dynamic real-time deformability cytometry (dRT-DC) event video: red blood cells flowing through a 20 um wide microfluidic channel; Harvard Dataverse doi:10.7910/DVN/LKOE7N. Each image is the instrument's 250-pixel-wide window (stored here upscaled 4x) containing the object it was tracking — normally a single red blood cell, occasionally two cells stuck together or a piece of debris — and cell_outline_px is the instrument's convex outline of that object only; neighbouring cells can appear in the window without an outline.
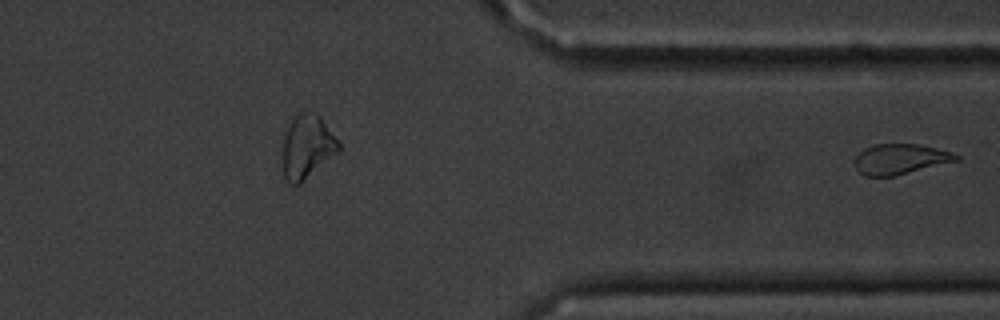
{"species": "common noctule bat (a hibernating species)", "species_latin": "Nyctalus noctula", "temperature_condition": "cold", "stored_images_in_passage": 33, "segment_of_instrument_passage": [2, 2], "camera_frame_rate_fps": 3000, "um_per_image_px": 0.085, "animal": {"sex": "male", "body_mass_g": 20.1, "forearm_length_mm": 53.5}, "frame": {"image": 1, "passage_image": 33, "time_ms": 10.667, "image_size_px": [1000, 320], "cell_outline_px": [[960, 160], [896, 176], [864, 176], [856, 168], [856, 156], [864, 148], [876, 144], [920, 144], [952, 152], [960, 156]], "centroid_in_image_um": [76.56, 13.52], "position_along_channel_um": 334.8, "area_um2": 17.98}}